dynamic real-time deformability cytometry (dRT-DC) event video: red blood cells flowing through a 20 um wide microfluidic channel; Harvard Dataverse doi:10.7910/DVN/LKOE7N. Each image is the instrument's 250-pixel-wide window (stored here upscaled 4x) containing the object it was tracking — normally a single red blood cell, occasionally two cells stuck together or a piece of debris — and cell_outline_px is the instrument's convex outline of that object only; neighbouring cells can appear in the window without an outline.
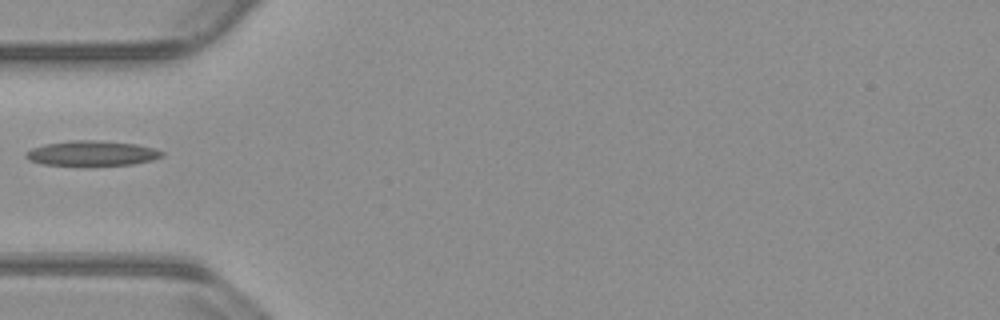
{"species": "common noctule bat (a hibernating species)", "species_latin": "Nyctalus noctula", "temperature_condition": "warm", "stored_images_in_passage": 20, "camera_frame_rate_fps": 3000, "um_per_image_px": 0.085, "animal": {"sex": "male", "body_mass_g": 23.1, "forearm_length_mm": 52.7}, "frame": {"image": 1, "passage_image": 1, "time_ms": 0.0, "image_size_px": [1000, 320], "cell_outline_px": [[164, 156], [152, 160], [132, 164], [44, 164], [28, 160], [24, 156], [24, 152], [32, 148], [44, 144], [72, 140], [96, 140], [136, 144], [152, 148], [164, 152]], "centroid_in_image_um": [7.79, 13.01], "position_along_channel_um": 77.2, "area_um2": 19.42}}
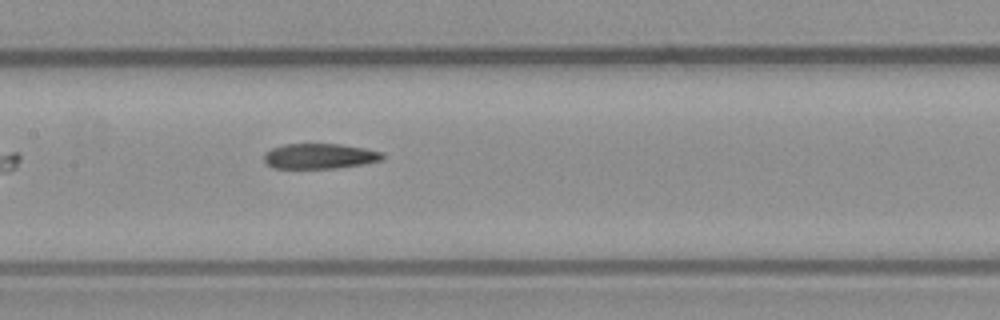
{"frame": {"image": 2, "passage_image": 9, "time_ms": 2.667, "image_size_px": [1000, 320], "cell_outline_px": [[384, 160], [364, 164], [336, 168], [276, 168], [268, 164], [264, 160], [264, 152], [272, 148], [284, 144], [340, 144], [364, 148], [384, 152]], "centroid_in_image_um": [27.21, 13.27], "position_along_channel_um": 180.2, "area_um2": 17.51}}
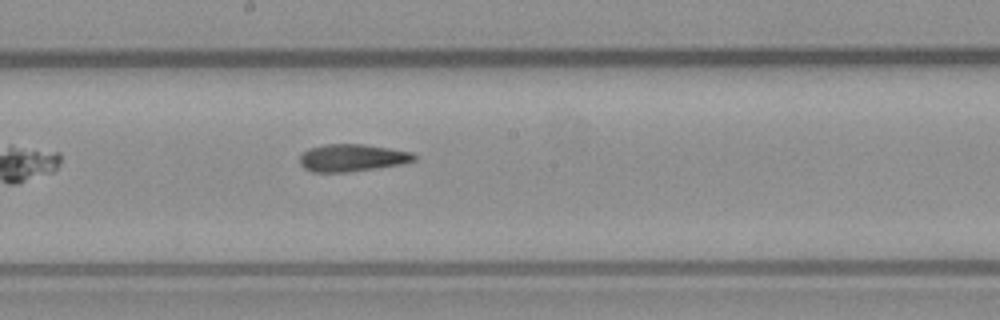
{"frame": {"image": 3, "passage_image": 12, "time_ms": 3.667, "image_size_px": [1000, 320], "cell_outline_px": [[416, 160], [400, 164], [376, 168], [344, 172], [312, 172], [304, 168], [300, 164], [300, 156], [308, 148], [324, 144], [364, 144], [412, 152], [416, 156]], "centroid_in_image_um": [29.91, 13.41], "position_along_channel_um": 218.3, "area_um2": 18.15}}